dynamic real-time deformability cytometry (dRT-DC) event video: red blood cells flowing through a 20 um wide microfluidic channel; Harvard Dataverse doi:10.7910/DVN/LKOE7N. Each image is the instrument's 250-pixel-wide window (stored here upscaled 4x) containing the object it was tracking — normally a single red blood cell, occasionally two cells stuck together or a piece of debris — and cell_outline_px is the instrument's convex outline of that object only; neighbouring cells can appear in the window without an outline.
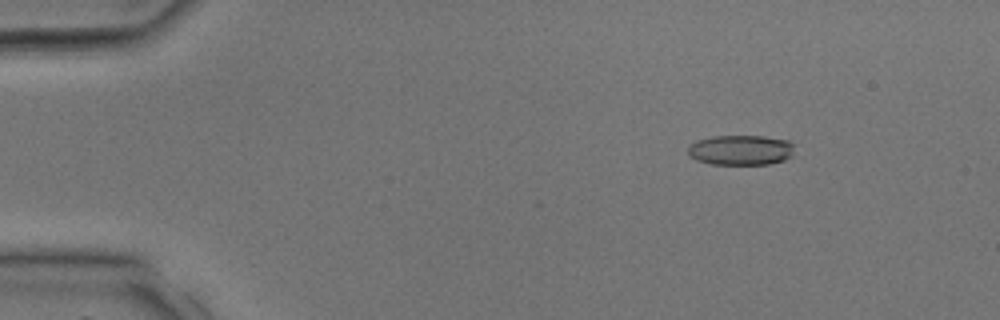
{"species": "common noctule bat (a hibernating species)", "species_latin": "Nyctalus noctula", "temperature_condition": "room temperature", "stored_images_in_passage": 4, "camera_frame_rate_fps": 3000, "um_per_image_px": 0.085, "animal": {"sex": "male", "body_mass_g": 17.9, "forearm_length_mm": 54.2}, "frame": {"image": 1, "passage_image": 2, "time_ms": 0.333, "image_size_px": [1000, 320], "cell_outline_px": [[792, 156], [784, 160], [768, 164], [712, 164], [696, 160], [688, 156], [688, 144], [696, 140], [712, 136], [764, 136], [788, 140], [792, 144]], "centroid_in_image_um": [62.91, 12.75], "position_along_channel_um": 22.1, "area_um2": 18.79}}